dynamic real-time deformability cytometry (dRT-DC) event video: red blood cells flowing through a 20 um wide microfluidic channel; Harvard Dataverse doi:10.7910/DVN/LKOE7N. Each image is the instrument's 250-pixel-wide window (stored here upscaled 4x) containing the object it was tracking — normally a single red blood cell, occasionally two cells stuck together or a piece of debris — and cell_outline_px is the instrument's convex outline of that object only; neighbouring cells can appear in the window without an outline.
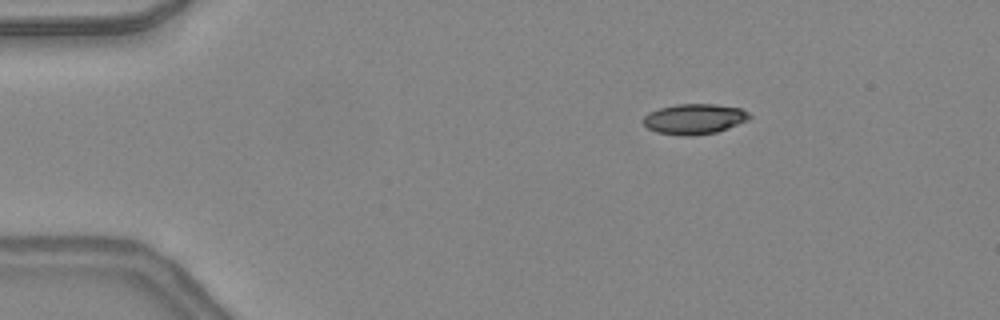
{"species": "common noctule bat (a hibernating species)", "species_latin": "Nyctalus noctula", "temperature_condition": "warm", "stored_images_in_passage": 40, "camera_frame_rate_fps": 3000, "um_per_image_px": 0.085, "animal": {"sex": "female", "body_mass_g": 24.6, "forearm_length_mm": 56.2}, "frame": {"image": 1, "passage_image": 1, "time_ms": 0.0, "image_size_px": [1000, 320], "cell_outline_px": [[752, 116], [748, 120], [716, 132], [688, 136], [684, 136], [656, 132], [648, 128], [644, 124], [644, 116], [648, 112], [660, 108], [676, 104], [716, 104], [740, 108], [748, 112]], "centroid_in_image_um": [59.01, 10.1], "position_along_channel_um": 26.0, "area_um2": 18.67}}
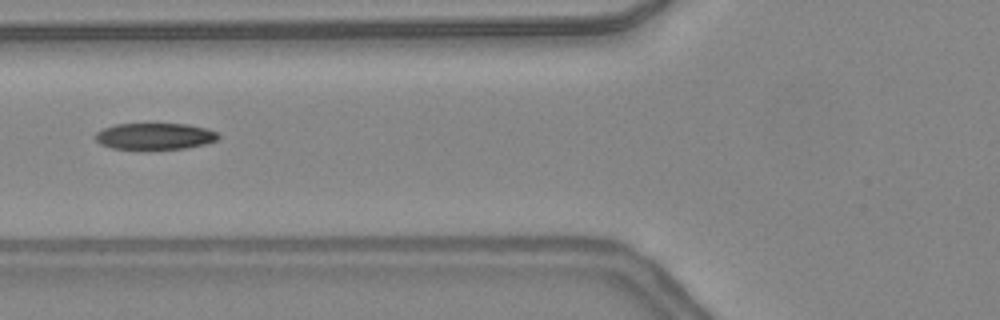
{"frame": {"image": 2, "passage_image": 12, "time_ms": 3.667, "image_size_px": [1000, 320], "cell_outline_px": [[220, 136], [216, 140], [204, 144], [188, 148], [112, 148], [100, 144], [96, 140], [96, 132], [104, 128], [116, 124], [188, 124], [208, 128], [216, 132]], "centroid_in_image_um": [13.18, 11.56], "position_along_channel_um": 112.6, "area_um2": 18.67}}
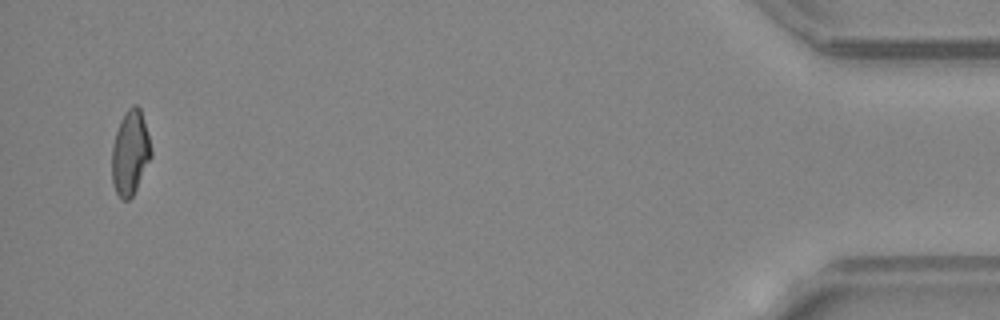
{"frame": {"image": 3, "passage_image": 39, "time_ms": 12.667, "image_size_px": [1000, 320], "cell_outline_px": [[152, 156], [132, 196], [128, 200], [124, 200], [116, 192], [112, 184], [112, 144], [120, 120], [124, 112], [132, 104], [136, 104], [140, 108], [148, 136], [152, 152]], "centroid_in_image_um": [11.05, 12.96], "position_along_channel_um": 424.1, "area_um2": 19.19}, "authors_computed_cell_mechanics": {"area_um2": 19.7676, "velocity_mm_per_s": 4.4089, "shape_relaxation_time_tau1_ms": null, "shape_relaxation_time_tau2_ms": 1.8377, "deformation_change_tau1": null, "deformation_change_tau2": 0.0894}}